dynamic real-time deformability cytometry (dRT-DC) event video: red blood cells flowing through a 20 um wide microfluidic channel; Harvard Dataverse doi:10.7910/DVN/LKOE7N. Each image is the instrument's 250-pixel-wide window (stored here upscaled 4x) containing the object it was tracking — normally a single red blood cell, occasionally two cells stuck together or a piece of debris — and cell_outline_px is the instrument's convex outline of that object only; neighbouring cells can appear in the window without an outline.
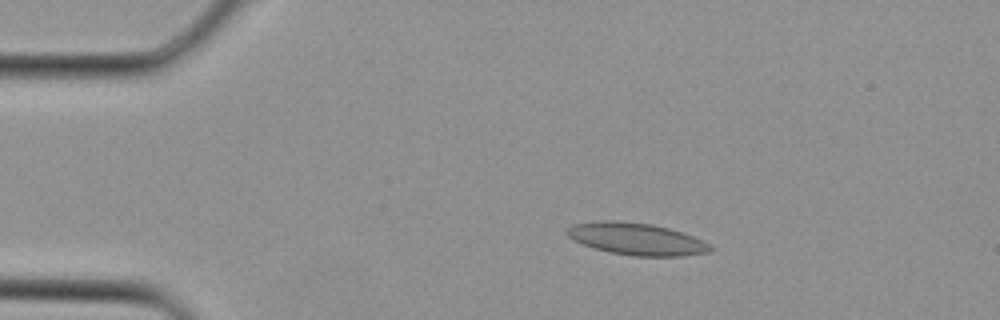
{"species": "Egyptian fruit bat (a non-hibernating species)", "species_latin": "Rousettus aegyptiacus", "temperature_condition": "cold", "stored_images_in_passage": 1, "camera_frame_rate_fps": 3000, "um_per_image_px": 0.085, "animal": {"sex": "female"}, "frame": {"image": 1, "passage_image": 1, "time_ms": 0.0, "image_size_px": [1000, 320], "cell_outline_px": [[712, 252], [684, 256], [632, 256], [608, 252], [584, 244], [568, 236], [564, 232], [572, 224], [600, 220], [620, 220], [652, 224], [668, 228], [692, 236], [708, 244], [712, 248]], "centroid_in_image_um": [54.08, 20.3], "position_along_channel_um": 30.9, "area_um2": 26.7}}